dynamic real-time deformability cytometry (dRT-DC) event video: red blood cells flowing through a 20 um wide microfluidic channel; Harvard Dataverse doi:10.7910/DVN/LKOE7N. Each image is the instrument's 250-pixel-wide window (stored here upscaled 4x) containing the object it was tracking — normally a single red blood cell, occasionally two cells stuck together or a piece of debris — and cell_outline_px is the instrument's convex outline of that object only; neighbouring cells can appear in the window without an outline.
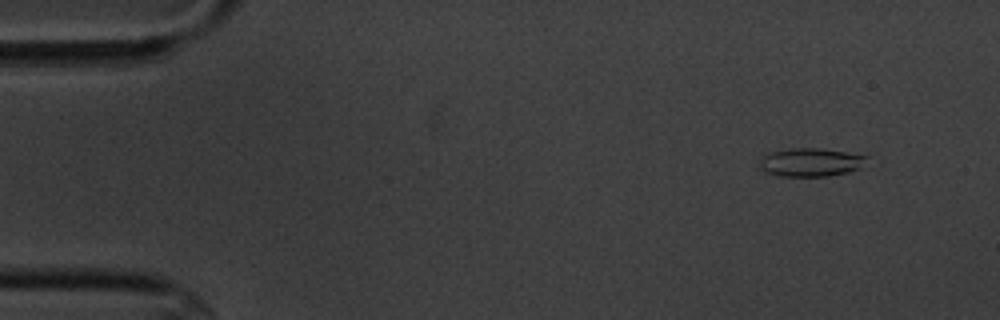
{"species": "common noctule bat (a hibernating species)", "species_latin": "Nyctalus noctula", "temperature_condition": "cold", "stored_images_in_passage": 6, "camera_frame_rate_fps": 3000, "um_per_image_px": 0.085, "animal": {"sex": "male", "body_mass_g": 20.1, "forearm_length_mm": 53.5}, "frame": {"image": 1, "passage_image": 2, "time_ms": 1.333, "image_size_px": [1000, 320], "cell_outline_px": [[868, 156], [860, 168], [848, 172], [828, 176], [780, 176], [768, 172], [760, 168], [760, 160], [768, 152], [792, 148], [820, 148]], "centroid_in_image_um": [68.89, 13.79], "position_along_channel_um": 16.1, "area_um2": 17.51}}